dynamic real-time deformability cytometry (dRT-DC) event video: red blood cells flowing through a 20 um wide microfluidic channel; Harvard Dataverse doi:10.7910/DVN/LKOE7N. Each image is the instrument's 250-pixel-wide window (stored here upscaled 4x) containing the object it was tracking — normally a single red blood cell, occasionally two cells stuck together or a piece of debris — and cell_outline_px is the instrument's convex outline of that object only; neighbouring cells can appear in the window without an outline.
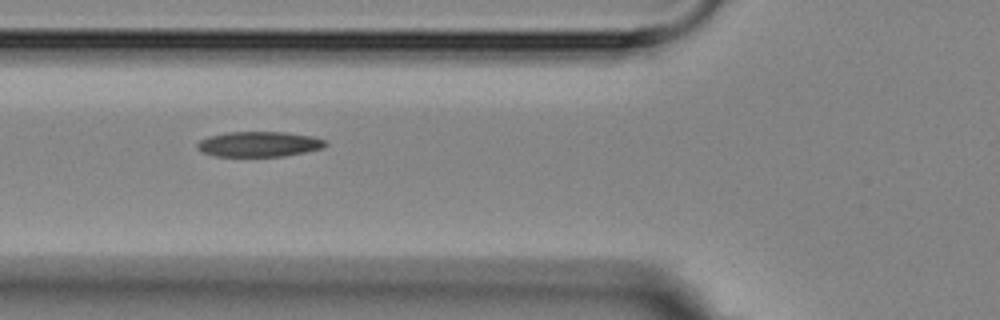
{"species": "Egyptian fruit bat (a non-hibernating species)", "species_latin": "Rousettus aegyptiacus", "temperature_condition": "room temperature", "stored_images_in_passage": 5, "camera_frame_rate_fps": 3000, "um_per_image_px": 0.085, "animal": {"sex": "female"}, "frame": {"image": 1, "passage_image": 5, "time_ms": 6.0, "image_size_px": [1000, 320], "cell_outline_px": [[328, 144], [324, 148], [284, 156], [216, 156], [200, 152], [196, 148], [196, 144], [200, 140], [208, 136], [228, 132], [288, 132], [312, 136], [324, 140]], "centroid_in_image_um": [22.0, 12.25], "position_along_channel_um": 103.8, "area_um2": 18.96}}